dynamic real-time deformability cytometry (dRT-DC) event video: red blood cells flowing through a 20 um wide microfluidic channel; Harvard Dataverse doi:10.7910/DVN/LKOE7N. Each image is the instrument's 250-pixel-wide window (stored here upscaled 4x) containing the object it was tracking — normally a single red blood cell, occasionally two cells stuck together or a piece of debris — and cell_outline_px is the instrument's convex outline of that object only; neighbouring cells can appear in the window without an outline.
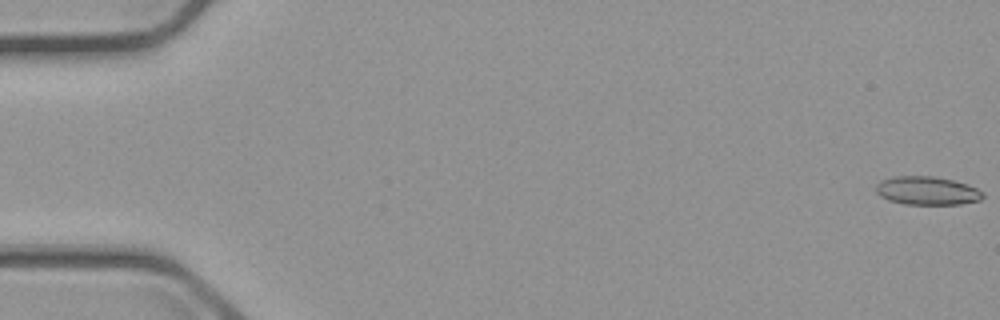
{"species": "common noctule bat (a hibernating species)", "species_latin": "Nyctalus noctula", "temperature_condition": "cold", "stored_images_in_passage": 5, "camera_frame_rate_fps": 3000, "um_per_image_px": 0.085, "animal": {"sex": "male", "body_mass_g": 23.1, "forearm_length_mm": 52.7}, "frame": {"image": 1, "passage_image": 1, "time_ms": 0.0, "image_size_px": [1000, 320], "cell_outline_px": [[984, 196], [980, 200], [960, 204], [904, 204], [888, 200], [880, 196], [876, 192], [876, 184], [880, 180], [892, 176], [936, 176], [968, 184], [984, 192]], "centroid_in_image_um": [78.79, 16.2], "position_along_channel_um": 6.2, "area_um2": 17.86}}
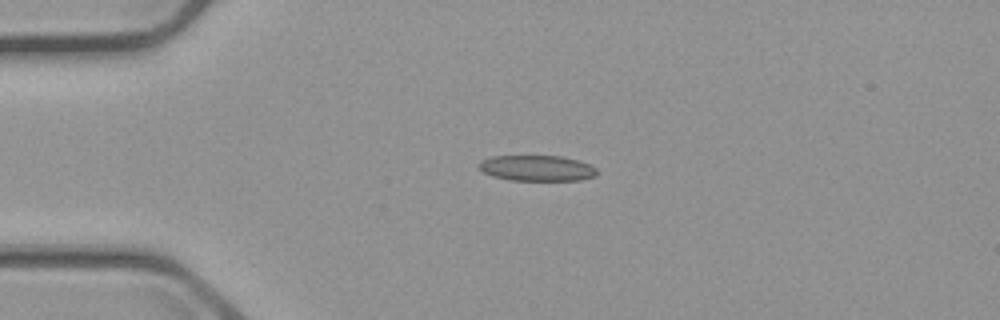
{"frame": {"image": 2, "passage_image": 4, "time_ms": 4.333, "image_size_px": [1000, 320], "cell_outline_px": [[596, 176], [580, 180], [508, 180], [492, 176], [484, 172], [480, 168], [480, 160], [492, 156], [560, 156], [580, 160], [596, 168]], "centroid_in_image_um": [45.65, 14.29], "position_along_channel_um": 39.4, "area_um2": 17.63}}